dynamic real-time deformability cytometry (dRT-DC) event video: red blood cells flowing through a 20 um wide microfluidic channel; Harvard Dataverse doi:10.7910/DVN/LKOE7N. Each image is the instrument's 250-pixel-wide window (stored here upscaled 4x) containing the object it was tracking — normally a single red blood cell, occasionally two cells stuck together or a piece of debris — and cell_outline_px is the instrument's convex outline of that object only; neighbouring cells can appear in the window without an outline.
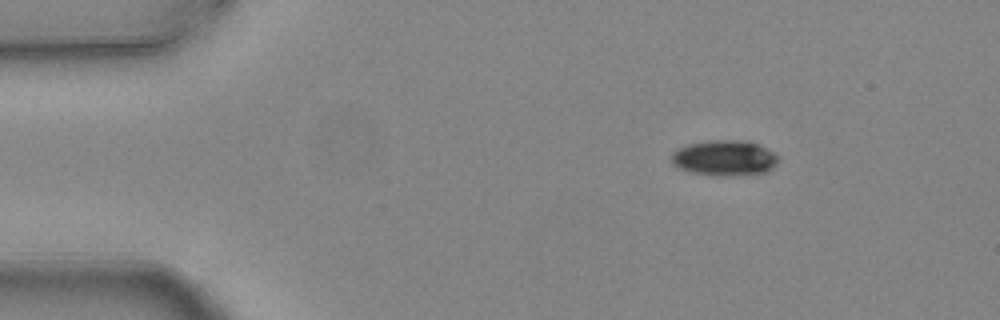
{"species": "common noctule bat (a hibernating species)", "species_latin": "Nyctalus noctula", "temperature_condition": "warm", "stored_images_in_passage": 4, "camera_frame_rate_fps": 3000, "um_per_image_px": 0.085, "animal": {"sex": "female", "body_mass_g": 24.6, "forearm_length_mm": 56.2}, "frame": {"image": 1, "passage_image": 1, "time_ms": 0.0, "image_size_px": [1000, 320], "cell_outline_px": [[776, 164], [772, 168], [764, 172], [724, 176], [692, 172], [680, 168], [672, 164], [672, 152], [688, 144], [708, 140], [748, 140], [760, 144], [772, 152], [776, 156]], "centroid_in_image_um": [61.57, 13.4], "position_along_channel_um": 23.4, "area_um2": 21.79}}
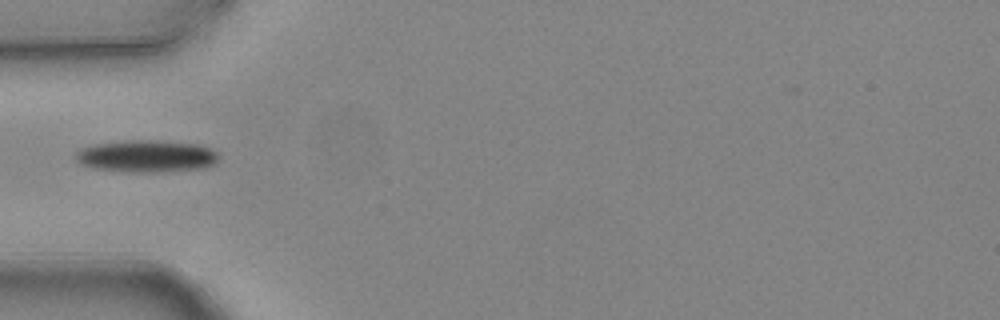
{"frame": {"image": 2, "passage_image": 4, "time_ms": 1.0, "image_size_px": [1000, 320], "cell_outline_px": [[216, 160], [212, 164], [200, 168], [152, 172], [132, 172], [92, 168], [80, 164], [76, 160], [76, 152], [80, 148], [92, 144], [124, 140], [156, 140], [200, 144], [216, 152]], "centroid_in_image_um": [12.36, 13.25], "position_along_channel_um": 72.6, "area_um2": 26.65}}